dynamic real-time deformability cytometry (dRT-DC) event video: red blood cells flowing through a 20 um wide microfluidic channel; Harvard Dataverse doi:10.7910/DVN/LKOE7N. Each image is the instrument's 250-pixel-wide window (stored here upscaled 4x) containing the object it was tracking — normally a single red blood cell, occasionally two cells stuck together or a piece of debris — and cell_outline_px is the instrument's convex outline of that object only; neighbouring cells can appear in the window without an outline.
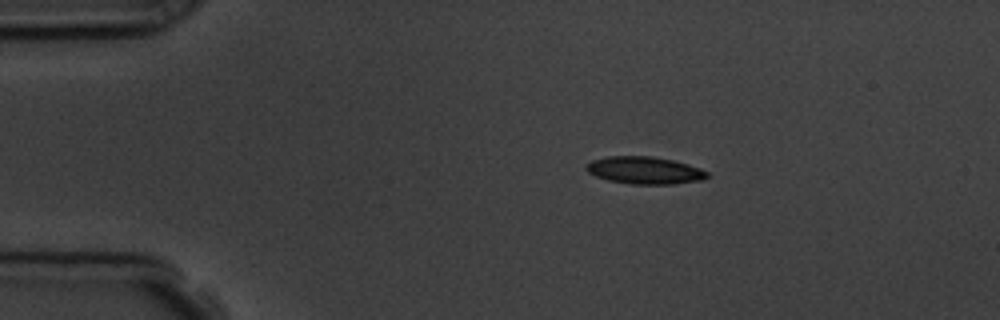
{"species": "common noctule bat (a hibernating species)", "species_latin": "Nyctalus noctula", "temperature_condition": "room temperature", "stored_images_in_passage": 3, "camera_frame_rate_fps": 3000, "um_per_image_px": 0.085, "animal": {"sex": "male", "body_mass_g": 19.5, "forearm_length_mm": 54.6}, "frame": {"image": 1, "passage_image": 2, "time_ms": 1.0, "image_size_px": [1000, 320], "cell_outline_px": [[708, 176], [700, 180], [672, 184], [632, 184], [608, 180], [596, 176], [588, 172], [584, 168], [592, 160], [608, 156], [652, 156], [672, 160], [688, 164], [700, 168], [708, 172]], "centroid_in_image_um": [54.78, 14.47], "position_along_channel_um": 30.2, "area_um2": 19.13}}